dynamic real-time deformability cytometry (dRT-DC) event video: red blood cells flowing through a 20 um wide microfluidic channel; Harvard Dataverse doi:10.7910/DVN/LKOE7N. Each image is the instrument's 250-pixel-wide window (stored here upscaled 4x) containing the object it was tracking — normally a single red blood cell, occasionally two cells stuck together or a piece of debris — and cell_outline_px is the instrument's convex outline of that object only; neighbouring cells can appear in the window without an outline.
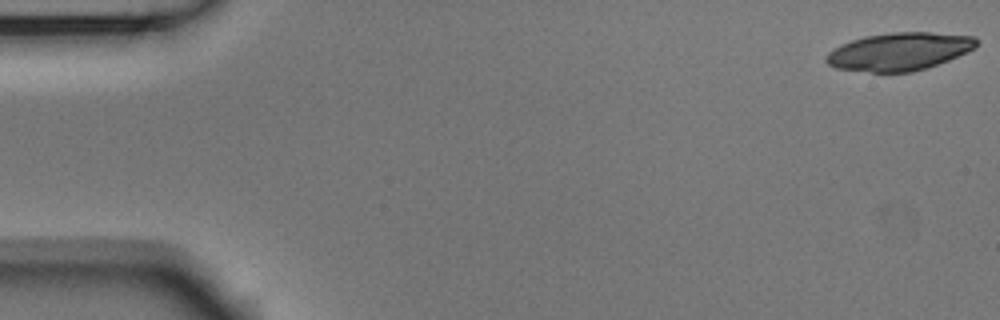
{"species": "Egyptian fruit bat (a non-hibernating species)", "species_latin": "Rousettus aegyptiacus", "temperature_condition": "room temperature", "stored_images_in_passage": 53, "camera_frame_rate_fps": 3000, "um_per_image_px": 0.085, "animal": {"sex": "male"}, "frame": {"image": 1, "passage_image": 1, "time_ms": 0.0, "image_size_px": [1000, 320], "cell_outline_px": [[976, 44], [972, 48], [948, 60], [928, 68], [912, 72], [872, 72], [836, 68], [828, 64], [824, 60], [828, 52], [852, 40], [864, 36], [892, 32], [928, 32], [972, 36], [976, 40]], "centroid_in_image_um": [76.39, 4.38], "position_along_channel_um": 8.6, "area_um2": 32.66}}